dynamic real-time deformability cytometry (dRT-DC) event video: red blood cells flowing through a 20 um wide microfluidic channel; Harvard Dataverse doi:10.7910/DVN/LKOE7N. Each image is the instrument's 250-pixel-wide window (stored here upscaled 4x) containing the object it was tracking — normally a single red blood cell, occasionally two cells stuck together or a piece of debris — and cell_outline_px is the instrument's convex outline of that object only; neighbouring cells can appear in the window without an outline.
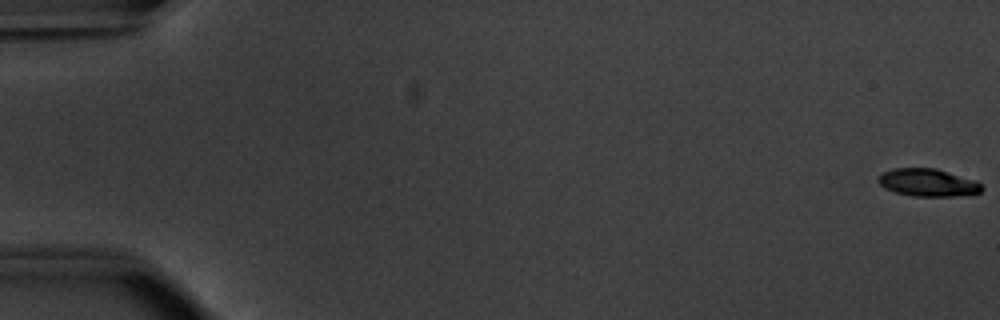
{"species": "common noctule bat (a hibernating species)", "species_latin": "Nyctalus noctula", "temperature_condition": "warm", "stored_images_in_passage": 54, "camera_frame_rate_fps": 3000, "um_per_image_px": 0.085, "animal": {"sex": "male", "body_mass_g": 20.1, "forearm_length_mm": 53.5}, "frame": {"image": 1, "passage_image": 1, "time_ms": 0.0, "image_size_px": [1000, 320], "cell_outline_px": [[984, 188], [980, 192], [952, 196], [912, 196], [896, 192], [884, 188], [876, 180], [884, 172], [892, 168], [936, 168], [976, 180]], "centroid_in_image_um": [78.86, 15.51], "position_along_channel_um": 6.1, "area_um2": 16.59}}
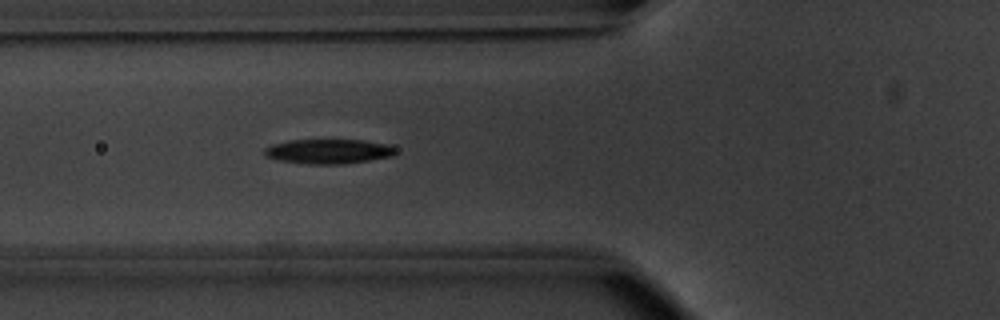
{"frame": {"image": 2, "passage_image": 21, "time_ms": 6.667, "image_size_px": [1000, 320], "cell_outline_px": [[396, 152], [392, 156], [368, 160], [340, 164], [308, 164], [280, 160], [264, 156], [264, 148], [272, 144], [288, 140], [364, 140], [388, 144], [396, 148]], "centroid_in_image_um": [27.91, 12.86], "position_along_channel_um": 97.9, "area_um2": 18.79}}
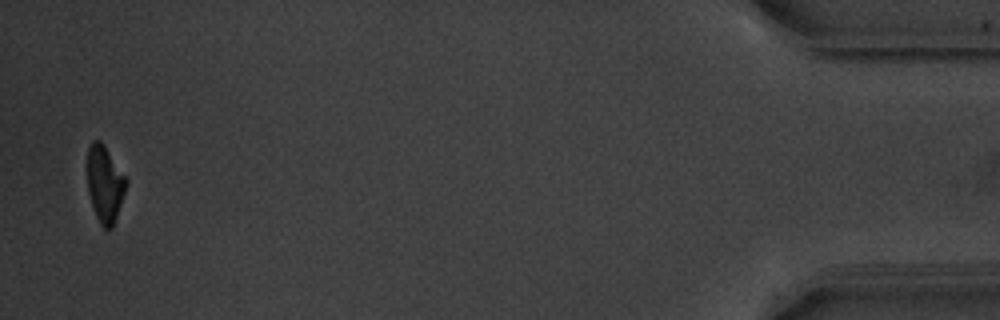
{"frame": {"image": 3, "passage_image": 53, "time_ms": 17.333, "image_size_px": [1000, 320], "cell_outline_px": [[128, 184], [112, 228], [104, 228], [100, 224], [96, 216], [88, 192], [88, 148], [92, 140], [100, 140], [104, 144], [128, 180]], "centroid_in_image_um": [8.92, 15.61], "position_along_channel_um": 426.3, "area_um2": 17.22}, "authors_computed_cell_mechanics": {"area_um2": 18.5249, "velocity_mm_per_s": 3.851, "shape_relaxation_time_tau1_ms": 2.2317, "shape_relaxation_time_tau2_ms": 6.6374, "deformation_change_tau1": 0.1504, "deformation_change_tau2": 0.121}}